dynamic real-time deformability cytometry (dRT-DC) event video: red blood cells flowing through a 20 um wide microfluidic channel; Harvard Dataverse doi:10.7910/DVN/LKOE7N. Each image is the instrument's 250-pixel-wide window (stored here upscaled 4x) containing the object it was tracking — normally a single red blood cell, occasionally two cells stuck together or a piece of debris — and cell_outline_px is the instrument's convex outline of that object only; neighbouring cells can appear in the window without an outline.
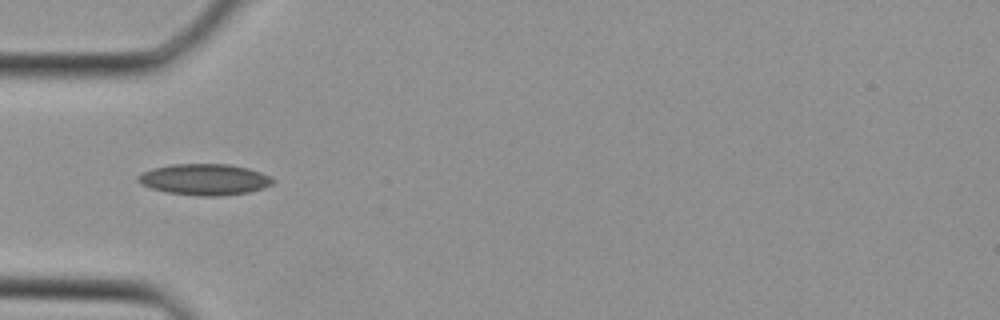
{"species": "Egyptian fruit bat (a non-hibernating species)", "species_latin": "Rousettus aegyptiacus", "temperature_condition": "cold", "stored_images_in_passage": 25, "camera_frame_rate_fps": 3000, "um_per_image_px": 0.085, "animal": {"sex": "female"}, "frame": {"image": 1, "passage_image": 1, "time_ms": 0.0, "image_size_px": [1000, 320], "cell_outline_px": [[276, 180], [272, 184], [264, 188], [248, 192], [220, 196], [196, 196], [168, 192], [152, 188], [140, 184], [136, 180], [136, 176], [152, 168], [172, 164], [228, 164], [248, 168], [260, 172]], "centroid_in_image_um": [17.38, 15.25], "position_along_channel_um": 67.6, "area_um2": 24.51}}
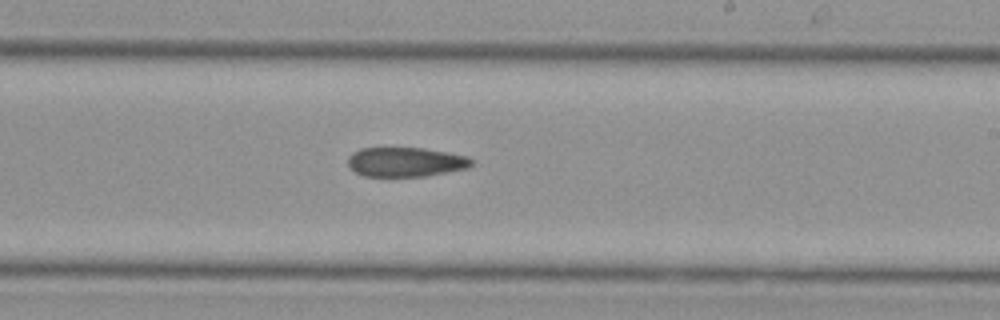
{"frame": {"image": 2, "passage_image": 11, "time_ms": 3.333, "image_size_px": [1000, 320], "cell_outline_px": [[476, 160], [468, 168], [428, 176], [364, 176], [348, 168], [348, 156], [352, 152], [360, 148], [424, 148], [468, 156]], "centroid_in_image_um": [34.49, 13.77], "position_along_channel_um": 254.5, "area_um2": 21.44}}
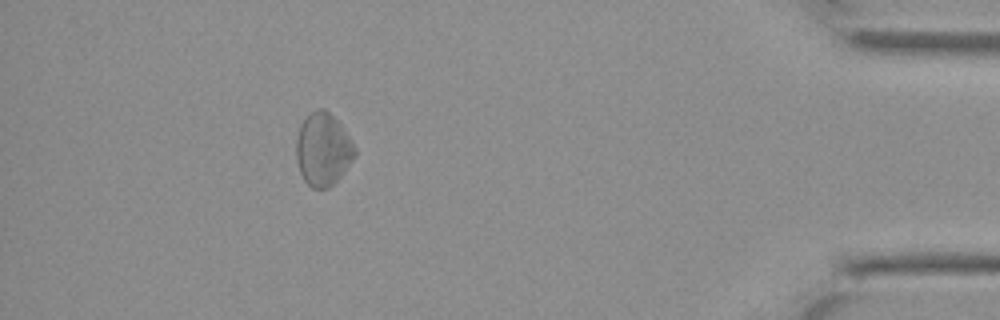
{"frame": {"image": 3, "passage_image": 22, "time_ms": 7.0, "image_size_px": [1000, 320], "cell_outline_px": [[356, 156], [340, 176], [328, 188], [312, 188], [304, 180], [300, 172], [296, 160], [296, 136], [300, 124], [316, 108], [324, 108], [340, 124], [356, 148]], "centroid_in_image_um": [27.44, 12.7], "position_along_channel_um": 407.8, "area_um2": 24.68}}